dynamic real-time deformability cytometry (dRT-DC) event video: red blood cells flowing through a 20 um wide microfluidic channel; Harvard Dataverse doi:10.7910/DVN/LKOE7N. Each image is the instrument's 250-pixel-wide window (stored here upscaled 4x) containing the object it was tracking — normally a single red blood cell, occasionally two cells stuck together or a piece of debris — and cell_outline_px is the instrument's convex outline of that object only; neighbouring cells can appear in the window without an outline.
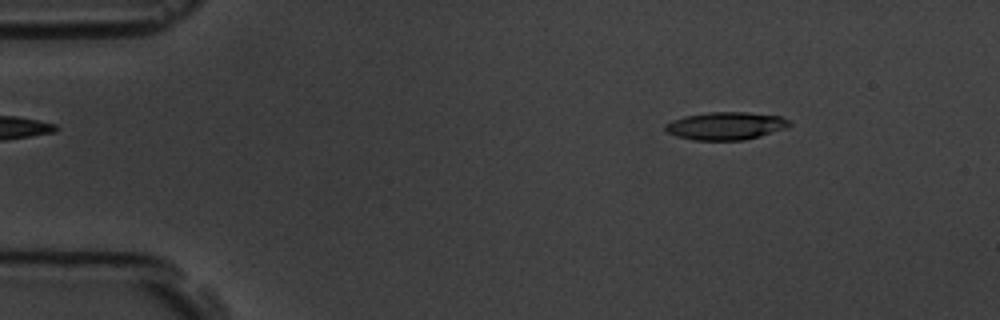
{"species": "common noctule bat (a hibernating species)", "species_latin": "Nyctalus noctula", "temperature_condition": "room temperature", "stored_images_in_passage": 50, "camera_frame_rate_fps": 3000, "um_per_image_px": 0.085, "animal": {"sex": "male", "body_mass_g": 19.5, "forearm_length_mm": 54.6}, "frame": {"image": 1, "passage_image": 1, "time_ms": 0.0, "image_size_px": [1000, 320], "cell_outline_px": [[792, 124], [784, 128], [760, 136], [744, 140], [692, 140], [676, 136], [668, 132], [664, 128], [664, 124], [672, 120], [684, 116], [708, 112], [748, 112], [780, 116], [792, 120]], "centroid_in_image_um": [61.68, 10.69], "position_along_channel_um": 23.3, "area_um2": 20.17}}
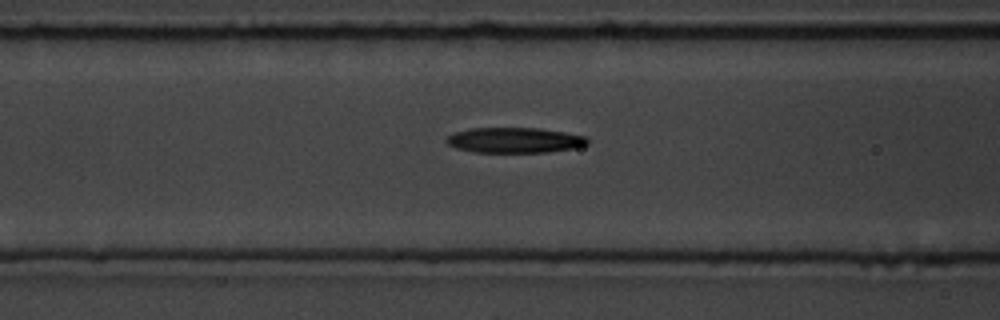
{"frame": {"image": 2, "passage_image": 16, "time_ms": 5.0, "image_size_px": [1000, 320], "cell_outline_px": [[588, 144], [572, 148], [548, 152], [472, 152], [456, 148], [448, 144], [444, 140], [448, 136], [456, 132], [468, 128], [536, 128], [564, 132], [584, 136], [588, 140]], "centroid_in_image_um": [43.69, 11.91], "position_along_channel_um": 122.9, "area_um2": 20.69}}
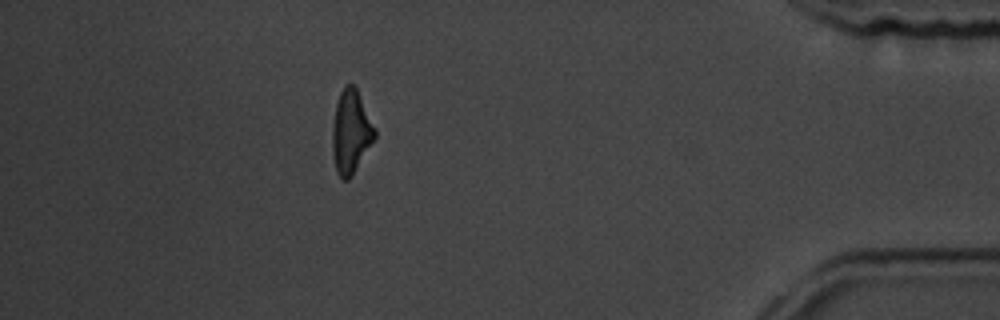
{"frame": {"image": 3, "passage_image": 44, "time_ms": 14.333, "image_size_px": [1000, 320], "cell_outline_px": [[376, 136], [352, 176], [348, 180], [344, 180], [336, 172], [332, 156], [332, 128], [336, 104], [340, 92], [344, 84], [356, 84], [376, 128]], "centroid_in_image_um": [29.83, 11.17], "position_along_channel_um": 405.4, "area_um2": 20.98}, "authors_computed_cell_mechanics": {"area_um2": 20.7791, "velocity_mm_per_s": 3.5496, "shape_relaxation_time_tau1_ms": 4.9985, "shape_relaxation_time_tau2_ms": null, "deformation_change_tau1": 0.1716, "deformation_change_tau2": null}}